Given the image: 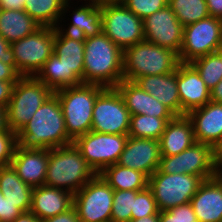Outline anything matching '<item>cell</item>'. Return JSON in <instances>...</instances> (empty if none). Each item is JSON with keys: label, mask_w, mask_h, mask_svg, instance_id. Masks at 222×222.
I'll return each mask as SVG.
<instances>
[{"label": "cell", "mask_w": 222, "mask_h": 222, "mask_svg": "<svg viewBox=\"0 0 222 222\" xmlns=\"http://www.w3.org/2000/svg\"><path fill=\"white\" fill-rule=\"evenodd\" d=\"M84 38L55 28L54 51L35 77L53 92L83 83Z\"/></svg>", "instance_id": "1"}, {"label": "cell", "mask_w": 222, "mask_h": 222, "mask_svg": "<svg viewBox=\"0 0 222 222\" xmlns=\"http://www.w3.org/2000/svg\"><path fill=\"white\" fill-rule=\"evenodd\" d=\"M18 144L25 148L53 149L73 143L67 135L58 97L53 93L17 133Z\"/></svg>", "instance_id": "2"}, {"label": "cell", "mask_w": 222, "mask_h": 222, "mask_svg": "<svg viewBox=\"0 0 222 222\" xmlns=\"http://www.w3.org/2000/svg\"><path fill=\"white\" fill-rule=\"evenodd\" d=\"M83 83L114 88L123 80V51L103 32L84 39Z\"/></svg>", "instance_id": "3"}, {"label": "cell", "mask_w": 222, "mask_h": 222, "mask_svg": "<svg viewBox=\"0 0 222 222\" xmlns=\"http://www.w3.org/2000/svg\"><path fill=\"white\" fill-rule=\"evenodd\" d=\"M96 175L74 143L49 149L44 185L66 190L74 195Z\"/></svg>", "instance_id": "4"}, {"label": "cell", "mask_w": 222, "mask_h": 222, "mask_svg": "<svg viewBox=\"0 0 222 222\" xmlns=\"http://www.w3.org/2000/svg\"><path fill=\"white\" fill-rule=\"evenodd\" d=\"M179 63L173 50L144 40L123 51V79L135 82L148 75L169 74Z\"/></svg>", "instance_id": "5"}, {"label": "cell", "mask_w": 222, "mask_h": 222, "mask_svg": "<svg viewBox=\"0 0 222 222\" xmlns=\"http://www.w3.org/2000/svg\"><path fill=\"white\" fill-rule=\"evenodd\" d=\"M104 89L100 85L82 83L54 92L62 107L67 135L73 141L91 131L93 106Z\"/></svg>", "instance_id": "6"}, {"label": "cell", "mask_w": 222, "mask_h": 222, "mask_svg": "<svg viewBox=\"0 0 222 222\" xmlns=\"http://www.w3.org/2000/svg\"><path fill=\"white\" fill-rule=\"evenodd\" d=\"M53 93L35 76H21L6 108L8 128L17 134Z\"/></svg>", "instance_id": "7"}, {"label": "cell", "mask_w": 222, "mask_h": 222, "mask_svg": "<svg viewBox=\"0 0 222 222\" xmlns=\"http://www.w3.org/2000/svg\"><path fill=\"white\" fill-rule=\"evenodd\" d=\"M102 32L122 51L145 40L143 20L119 0L102 1Z\"/></svg>", "instance_id": "8"}, {"label": "cell", "mask_w": 222, "mask_h": 222, "mask_svg": "<svg viewBox=\"0 0 222 222\" xmlns=\"http://www.w3.org/2000/svg\"><path fill=\"white\" fill-rule=\"evenodd\" d=\"M55 28L41 26L32 34L10 44L21 76H35L54 51Z\"/></svg>", "instance_id": "9"}, {"label": "cell", "mask_w": 222, "mask_h": 222, "mask_svg": "<svg viewBox=\"0 0 222 222\" xmlns=\"http://www.w3.org/2000/svg\"><path fill=\"white\" fill-rule=\"evenodd\" d=\"M203 180L190 174H166L158 169L149 177L148 187L160 211L189 203Z\"/></svg>", "instance_id": "10"}, {"label": "cell", "mask_w": 222, "mask_h": 222, "mask_svg": "<svg viewBox=\"0 0 222 222\" xmlns=\"http://www.w3.org/2000/svg\"><path fill=\"white\" fill-rule=\"evenodd\" d=\"M128 135L90 131L77 137L73 143L96 174L116 164L126 145Z\"/></svg>", "instance_id": "11"}, {"label": "cell", "mask_w": 222, "mask_h": 222, "mask_svg": "<svg viewBox=\"0 0 222 222\" xmlns=\"http://www.w3.org/2000/svg\"><path fill=\"white\" fill-rule=\"evenodd\" d=\"M158 170L166 174H190L203 181L217 176L215 149L205 143L195 142L183 152L172 156H161Z\"/></svg>", "instance_id": "12"}, {"label": "cell", "mask_w": 222, "mask_h": 222, "mask_svg": "<svg viewBox=\"0 0 222 222\" xmlns=\"http://www.w3.org/2000/svg\"><path fill=\"white\" fill-rule=\"evenodd\" d=\"M114 189L97 174L73 195L80 222H111Z\"/></svg>", "instance_id": "13"}, {"label": "cell", "mask_w": 222, "mask_h": 222, "mask_svg": "<svg viewBox=\"0 0 222 222\" xmlns=\"http://www.w3.org/2000/svg\"><path fill=\"white\" fill-rule=\"evenodd\" d=\"M92 113L91 131L128 135L131 115L115 87L105 88L97 96Z\"/></svg>", "instance_id": "14"}, {"label": "cell", "mask_w": 222, "mask_h": 222, "mask_svg": "<svg viewBox=\"0 0 222 222\" xmlns=\"http://www.w3.org/2000/svg\"><path fill=\"white\" fill-rule=\"evenodd\" d=\"M221 33L222 20L210 16L184 26L179 61L191 63L196 58L217 52Z\"/></svg>", "instance_id": "15"}, {"label": "cell", "mask_w": 222, "mask_h": 222, "mask_svg": "<svg viewBox=\"0 0 222 222\" xmlns=\"http://www.w3.org/2000/svg\"><path fill=\"white\" fill-rule=\"evenodd\" d=\"M183 29L184 26L168 5L143 19L145 40L173 50L178 55L182 46Z\"/></svg>", "instance_id": "16"}, {"label": "cell", "mask_w": 222, "mask_h": 222, "mask_svg": "<svg viewBox=\"0 0 222 222\" xmlns=\"http://www.w3.org/2000/svg\"><path fill=\"white\" fill-rule=\"evenodd\" d=\"M73 1L75 0H68L65 3L57 28L67 33L82 36L84 39L99 35L102 32V2H98L97 0H83L85 1L84 4L77 7ZM79 1L81 2L82 0ZM66 18L68 21L71 20L70 23H67V26L66 22L68 21Z\"/></svg>", "instance_id": "17"}, {"label": "cell", "mask_w": 222, "mask_h": 222, "mask_svg": "<svg viewBox=\"0 0 222 222\" xmlns=\"http://www.w3.org/2000/svg\"><path fill=\"white\" fill-rule=\"evenodd\" d=\"M160 159L159 140L128 136L117 164L141 171L150 177L158 169Z\"/></svg>", "instance_id": "18"}, {"label": "cell", "mask_w": 222, "mask_h": 222, "mask_svg": "<svg viewBox=\"0 0 222 222\" xmlns=\"http://www.w3.org/2000/svg\"><path fill=\"white\" fill-rule=\"evenodd\" d=\"M178 94L181 116L201 108L210 101V90L191 63L180 62L177 67Z\"/></svg>", "instance_id": "19"}, {"label": "cell", "mask_w": 222, "mask_h": 222, "mask_svg": "<svg viewBox=\"0 0 222 222\" xmlns=\"http://www.w3.org/2000/svg\"><path fill=\"white\" fill-rule=\"evenodd\" d=\"M49 161V149L25 148L17 144L10 165L31 187L44 185Z\"/></svg>", "instance_id": "20"}, {"label": "cell", "mask_w": 222, "mask_h": 222, "mask_svg": "<svg viewBox=\"0 0 222 222\" xmlns=\"http://www.w3.org/2000/svg\"><path fill=\"white\" fill-rule=\"evenodd\" d=\"M191 120L195 141L214 149L222 142V103L209 101L187 114Z\"/></svg>", "instance_id": "21"}, {"label": "cell", "mask_w": 222, "mask_h": 222, "mask_svg": "<svg viewBox=\"0 0 222 222\" xmlns=\"http://www.w3.org/2000/svg\"><path fill=\"white\" fill-rule=\"evenodd\" d=\"M115 88L122 96L130 115L147 114L158 118L175 117L163 103L133 81L123 79Z\"/></svg>", "instance_id": "22"}, {"label": "cell", "mask_w": 222, "mask_h": 222, "mask_svg": "<svg viewBox=\"0 0 222 222\" xmlns=\"http://www.w3.org/2000/svg\"><path fill=\"white\" fill-rule=\"evenodd\" d=\"M198 222H222V179L204 180L190 201Z\"/></svg>", "instance_id": "23"}, {"label": "cell", "mask_w": 222, "mask_h": 222, "mask_svg": "<svg viewBox=\"0 0 222 222\" xmlns=\"http://www.w3.org/2000/svg\"><path fill=\"white\" fill-rule=\"evenodd\" d=\"M73 206V194L46 185L34 187L30 211L41 221L66 212Z\"/></svg>", "instance_id": "24"}, {"label": "cell", "mask_w": 222, "mask_h": 222, "mask_svg": "<svg viewBox=\"0 0 222 222\" xmlns=\"http://www.w3.org/2000/svg\"><path fill=\"white\" fill-rule=\"evenodd\" d=\"M135 83L163 103L175 116H181L177 69L169 74L140 77Z\"/></svg>", "instance_id": "25"}, {"label": "cell", "mask_w": 222, "mask_h": 222, "mask_svg": "<svg viewBox=\"0 0 222 222\" xmlns=\"http://www.w3.org/2000/svg\"><path fill=\"white\" fill-rule=\"evenodd\" d=\"M159 142L161 156L177 155L191 147L196 141L187 115L175 116L168 121Z\"/></svg>", "instance_id": "26"}, {"label": "cell", "mask_w": 222, "mask_h": 222, "mask_svg": "<svg viewBox=\"0 0 222 222\" xmlns=\"http://www.w3.org/2000/svg\"><path fill=\"white\" fill-rule=\"evenodd\" d=\"M0 191L22 213L30 211L33 187L23 182L11 165L0 167Z\"/></svg>", "instance_id": "27"}, {"label": "cell", "mask_w": 222, "mask_h": 222, "mask_svg": "<svg viewBox=\"0 0 222 222\" xmlns=\"http://www.w3.org/2000/svg\"><path fill=\"white\" fill-rule=\"evenodd\" d=\"M40 27L23 9L1 8L0 35L10 44L25 38Z\"/></svg>", "instance_id": "28"}, {"label": "cell", "mask_w": 222, "mask_h": 222, "mask_svg": "<svg viewBox=\"0 0 222 222\" xmlns=\"http://www.w3.org/2000/svg\"><path fill=\"white\" fill-rule=\"evenodd\" d=\"M114 190L140 191L148 187L149 177L128 167L113 164L99 174Z\"/></svg>", "instance_id": "29"}, {"label": "cell", "mask_w": 222, "mask_h": 222, "mask_svg": "<svg viewBox=\"0 0 222 222\" xmlns=\"http://www.w3.org/2000/svg\"><path fill=\"white\" fill-rule=\"evenodd\" d=\"M68 0H25L23 10L40 26L56 28Z\"/></svg>", "instance_id": "30"}, {"label": "cell", "mask_w": 222, "mask_h": 222, "mask_svg": "<svg viewBox=\"0 0 222 222\" xmlns=\"http://www.w3.org/2000/svg\"><path fill=\"white\" fill-rule=\"evenodd\" d=\"M173 118H158L149 115H131L128 136L159 140L166 124Z\"/></svg>", "instance_id": "31"}, {"label": "cell", "mask_w": 222, "mask_h": 222, "mask_svg": "<svg viewBox=\"0 0 222 222\" xmlns=\"http://www.w3.org/2000/svg\"><path fill=\"white\" fill-rule=\"evenodd\" d=\"M168 6L183 26L209 17L205 0H168Z\"/></svg>", "instance_id": "32"}, {"label": "cell", "mask_w": 222, "mask_h": 222, "mask_svg": "<svg viewBox=\"0 0 222 222\" xmlns=\"http://www.w3.org/2000/svg\"><path fill=\"white\" fill-rule=\"evenodd\" d=\"M191 64L199 72L209 90L222 79V54L218 51L196 58Z\"/></svg>", "instance_id": "33"}, {"label": "cell", "mask_w": 222, "mask_h": 222, "mask_svg": "<svg viewBox=\"0 0 222 222\" xmlns=\"http://www.w3.org/2000/svg\"><path fill=\"white\" fill-rule=\"evenodd\" d=\"M137 191L114 190L111 222H129L134 212V198Z\"/></svg>", "instance_id": "34"}, {"label": "cell", "mask_w": 222, "mask_h": 222, "mask_svg": "<svg viewBox=\"0 0 222 222\" xmlns=\"http://www.w3.org/2000/svg\"><path fill=\"white\" fill-rule=\"evenodd\" d=\"M160 214L153 193L149 187L137 191L134 198V212H131V219H139L148 215Z\"/></svg>", "instance_id": "35"}, {"label": "cell", "mask_w": 222, "mask_h": 222, "mask_svg": "<svg viewBox=\"0 0 222 222\" xmlns=\"http://www.w3.org/2000/svg\"><path fill=\"white\" fill-rule=\"evenodd\" d=\"M130 11L142 20L154 12L165 8L168 0H119Z\"/></svg>", "instance_id": "36"}, {"label": "cell", "mask_w": 222, "mask_h": 222, "mask_svg": "<svg viewBox=\"0 0 222 222\" xmlns=\"http://www.w3.org/2000/svg\"><path fill=\"white\" fill-rule=\"evenodd\" d=\"M159 222H198L191 203L160 211Z\"/></svg>", "instance_id": "37"}, {"label": "cell", "mask_w": 222, "mask_h": 222, "mask_svg": "<svg viewBox=\"0 0 222 222\" xmlns=\"http://www.w3.org/2000/svg\"><path fill=\"white\" fill-rule=\"evenodd\" d=\"M17 144L15 132L10 129L0 132V167L10 165Z\"/></svg>", "instance_id": "38"}, {"label": "cell", "mask_w": 222, "mask_h": 222, "mask_svg": "<svg viewBox=\"0 0 222 222\" xmlns=\"http://www.w3.org/2000/svg\"><path fill=\"white\" fill-rule=\"evenodd\" d=\"M22 212L3 196L0 191V222H12Z\"/></svg>", "instance_id": "39"}, {"label": "cell", "mask_w": 222, "mask_h": 222, "mask_svg": "<svg viewBox=\"0 0 222 222\" xmlns=\"http://www.w3.org/2000/svg\"><path fill=\"white\" fill-rule=\"evenodd\" d=\"M0 60L3 63L11 65L16 70V62L14 60L13 50L10 47V43H8L1 35H0Z\"/></svg>", "instance_id": "40"}, {"label": "cell", "mask_w": 222, "mask_h": 222, "mask_svg": "<svg viewBox=\"0 0 222 222\" xmlns=\"http://www.w3.org/2000/svg\"><path fill=\"white\" fill-rule=\"evenodd\" d=\"M17 81L0 80V106L7 108L11 99L13 86Z\"/></svg>", "instance_id": "41"}, {"label": "cell", "mask_w": 222, "mask_h": 222, "mask_svg": "<svg viewBox=\"0 0 222 222\" xmlns=\"http://www.w3.org/2000/svg\"><path fill=\"white\" fill-rule=\"evenodd\" d=\"M42 222H80L75 208L72 206L66 212L42 220Z\"/></svg>", "instance_id": "42"}, {"label": "cell", "mask_w": 222, "mask_h": 222, "mask_svg": "<svg viewBox=\"0 0 222 222\" xmlns=\"http://www.w3.org/2000/svg\"><path fill=\"white\" fill-rule=\"evenodd\" d=\"M21 75L11 66L0 60V80L17 81Z\"/></svg>", "instance_id": "43"}, {"label": "cell", "mask_w": 222, "mask_h": 222, "mask_svg": "<svg viewBox=\"0 0 222 222\" xmlns=\"http://www.w3.org/2000/svg\"><path fill=\"white\" fill-rule=\"evenodd\" d=\"M210 17L222 20V0H205Z\"/></svg>", "instance_id": "44"}, {"label": "cell", "mask_w": 222, "mask_h": 222, "mask_svg": "<svg viewBox=\"0 0 222 222\" xmlns=\"http://www.w3.org/2000/svg\"><path fill=\"white\" fill-rule=\"evenodd\" d=\"M210 101L222 103V79L210 90Z\"/></svg>", "instance_id": "45"}, {"label": "cell", "mask_w": 222, "mask_h": 222, "mask_svg": "<svg viewBox=\"0 0 222 222\" xmlns=\"http://www.w3.org/2000/svg\"><path fill=\"white\" fill-rule=\"evenodd\" d=\"M25 0H2V9H23Z\"/></svg>", "instance_id": "46"}, {"label": "cell", "mask_w": 222, "mask_h": 222, "mask_svg": "<svg viewBox=\"0 0 222 222\" xmlns=\"http://www.w3.org/2000/svg\"><path fill=\"white\" fill-rule=\"evenodd\" d=\"M12 222H42V221L31 211H28L21 213Z\"/></svg>", "instance_id": "47"}, {"label": "cell", "mask_w": 222, "mask_h": 222, "mask_svg": "<svg viewBox=\"0 0 222 222\" xmlns=\"http://www.w3.org/2000/svg\"><path fill=\"white\" fill-rule=\"evenodd\" d=\"M8 129L6 108L0 106V132L7 131Z\"/></svg>", "instance_id": "48"}, {"label": "cell", "mask_w": 222, "mask_h": 222, "mask_svg": "<svg viewBox=\"0 0 222 222\" xmlns=\"http://www.w3.org/2000/svg\"><path fill=\"white\" fill-rule=\"evenodd\" d=\"M215 167L222 169V142L215 148Z\"/></svg>", "instance_id": "49"}, {"label": "cell", "mask_w": 222, "mask_h": 222, "mask_svg": "<svg viewBox=\"0 0 222 222\" xmlns=\"http://www.w3.org/2000/svg\"><path fill=\"white\" fill-rule=\"evenodd\" d=\"M129 222H159V214L148 215L139 219H131Z\"/></svg>", "instance_id": "50"}, {"label": "cell", "mask_w": 222, "mask_h": 222, "mask_svg": "<svg viewBox=\"0 0 222 222\" xmlns=\"http://www.w3.org/2000/svg\"><path fill=\"white\" fill-rule=\"evenodd\" d=\"M218 52L222 54V33H221V38H220Z\"/></svg>", "instance_id": "51"}, {"label": "cell", "mask_w": 222, "mask_h": 222, "mask_svg": "<svg viewBox=\"0 0 222 222\" xmlns=\"http://www.w3.org/2000/svg\"><path fill=\"white\" fill-rule=\"evenodd\" d=\"M217 175L222 179V169H216Z\"/></svg>", "instance_id": "52"}, {"label": "cell", "mask_w": 222, "mask_h": 222, "mask_svg": "<svg viewBox=\"0 0 222 222\" xmlns=\"http://www.w3.org/2000/svg\"><path fill=\"white\" fill-rule=\"evenodd\" d=\"M98 2H102V1H116V0H97Z\"/></svg>", "instance_id": "53"}]
</instances>
